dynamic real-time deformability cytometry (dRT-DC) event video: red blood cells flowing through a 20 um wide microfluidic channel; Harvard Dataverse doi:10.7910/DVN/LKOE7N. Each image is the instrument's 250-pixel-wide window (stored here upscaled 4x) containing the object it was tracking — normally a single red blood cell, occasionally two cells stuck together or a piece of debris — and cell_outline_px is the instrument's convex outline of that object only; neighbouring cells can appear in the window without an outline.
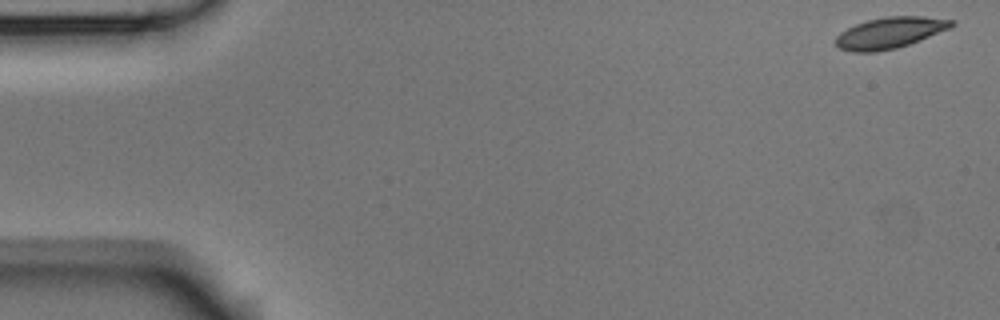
{"species": "Egyptian fruit bat (a non-hibernating species)", "species_latin": "Rousettus aegyptiacus", "temperature_condition": "room temperature", "stored_images_in_passage": 5, "camera_frame_rate_fps": 3000, "um_per_image_px": 0.085, "animal": {"sex": "male"}, "frame": {"image": 1, "passage_image": 1, "time_ms": 0.0, "image_size_px": [1000, 320], "cell_outline_px": [[956, 24], [952, 28], [920, 40], [896, 48], [876, 52], [852, 52], [840, 48], [836, 44], [836, 36], [840, 32], [856, 24], [868, 20], [888, 16], [920, 16], [956, 20]], "centroid_in_image_um": [75.68, 2.78], "position_along_channel_um": 9.3, "area_um2": 21.04}}
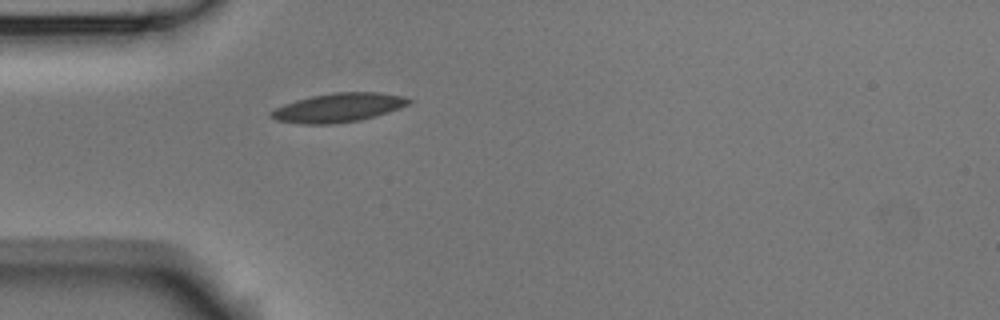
{"frame": {"image": 2, "passage_image": 5, "time_ms": 1.333, "image_size_px": [1000, 320], "cell_outline_px": [[412, 100], [408, 104], [400, 108], [376, 116], [360, 120], [332, 124], [304, 124], [276, 120], [268, 116], [268, 112], [284, 104], [296, 100], [312, 96], [332, 92], [380, 92], [404, 96]], "centroid_in_image_um": [28.75, 9.15], "position_along_channel_um": 56.2, "area_um2": 23.29}}